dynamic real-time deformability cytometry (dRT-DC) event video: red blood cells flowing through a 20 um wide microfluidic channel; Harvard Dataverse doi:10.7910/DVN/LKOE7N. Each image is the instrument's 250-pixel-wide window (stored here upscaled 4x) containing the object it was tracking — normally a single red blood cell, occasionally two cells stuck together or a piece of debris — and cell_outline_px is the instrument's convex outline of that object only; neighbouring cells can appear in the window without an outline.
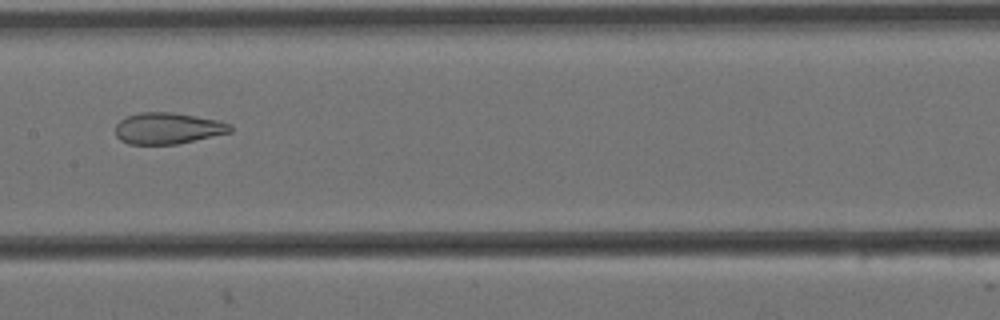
{"species": "Egyptian fruit bat (a non-hibernating species)", "species_latin": "Rousettus aegyptiacus", "temperature_condition": "cold", "stored_images_in_passage": 8, "camera_frame_rate_fps": 3000, "um_per_image_px": 0.085, "animal": {"sex": "female"}, "frame": {"image": 1, "passage_image": 8, "time_ms": 2.333, "image_size_px": [1000, 320], "cell_outline_px": [[232, 132], [176, 144], [128, 144], [120, 140], [116, 136], [116, 124], [120, 120], [128, 116], [140, 112], [172, 112], [220, 120], [232, 124]], "centroid_in_image_um": [14.28, 10.9], "position_along_channel_um": 193.1, "area_um2": 21.04}}